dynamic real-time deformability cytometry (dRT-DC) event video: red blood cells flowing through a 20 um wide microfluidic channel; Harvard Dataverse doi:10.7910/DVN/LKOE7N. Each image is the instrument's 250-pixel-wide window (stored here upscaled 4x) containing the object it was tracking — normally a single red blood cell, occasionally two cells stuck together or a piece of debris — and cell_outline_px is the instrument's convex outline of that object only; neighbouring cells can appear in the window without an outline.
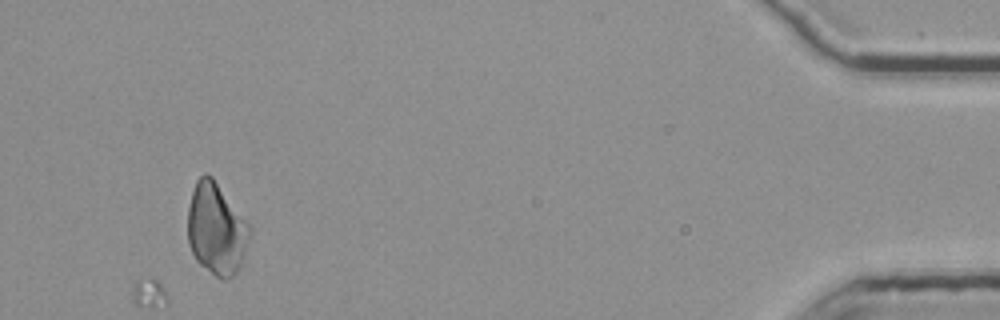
{"species": "common noctule bat (a hibernating species)", "species_latin": "Nyctalus noctula", "temperature_condition": "room temperature", "stored_images_in_passage": 42, "camera_frame_rate_fps": 3000, "um_per_image_px": 0.085, "animal": {"sex": "female", "body_mass_g": 25.1}, "frame": {"image": 1, "passage_image": 42, "time_ms": 13.667, "image_size_px": [1000, 320], "cell_outline_px": [[252, 232], [244, 256], [236, 272], [228, 280], [220, 280], [200, 264], [196, 260], [188, 244], [188, 208], [192, 192], [196, 180], [204, 172], [212, 176], [248, 224]], "centroid_in_image_um": [18.37, 19.48], "position_along_channel_um": 416.8, "area_um2": 32.95}}